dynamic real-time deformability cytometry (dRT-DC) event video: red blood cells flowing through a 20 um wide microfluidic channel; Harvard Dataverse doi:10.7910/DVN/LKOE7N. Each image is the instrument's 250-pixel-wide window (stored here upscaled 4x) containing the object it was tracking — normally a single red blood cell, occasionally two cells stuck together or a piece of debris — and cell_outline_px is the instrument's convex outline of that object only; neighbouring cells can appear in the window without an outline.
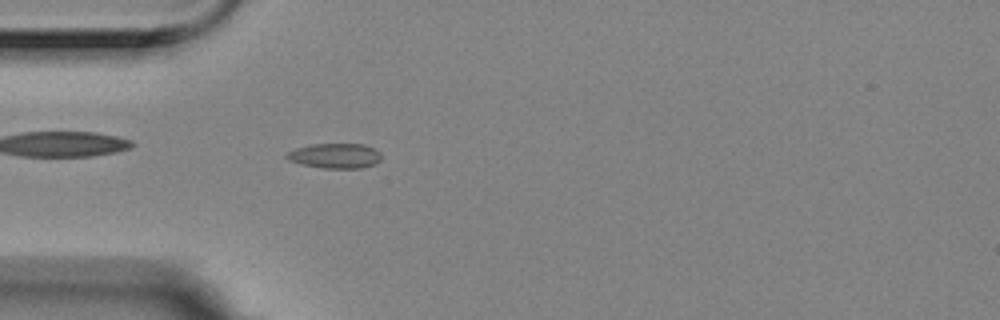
{"species": "Egyptian fruit bat (a non-hibernating species)", "species_latin": "Rousettus aegyptiacus", "temperature_condition": "room temperature", "stored_images_in_passage": 4, "camera_frame_rate_fps": 3000, "um_per_image_px": 0.085, "animal": {"sex": "female"}, "frame": {"image": 1, "passage_image": 4, "time_ms": 1.0, "image_size_px": [1000, 320], "cell_outline_px": [[380, 160], [372, 164], [360, 168], [324, 168], [300, 164], [288, 160], [284, 156], [288, 152], [296, 148], [312, 144], [364, 144], [380, 152]], "centroid_in_image_um": [28.44, 13.24], "position_along_channel_um": 56.6, "area_um2": 13.64}}